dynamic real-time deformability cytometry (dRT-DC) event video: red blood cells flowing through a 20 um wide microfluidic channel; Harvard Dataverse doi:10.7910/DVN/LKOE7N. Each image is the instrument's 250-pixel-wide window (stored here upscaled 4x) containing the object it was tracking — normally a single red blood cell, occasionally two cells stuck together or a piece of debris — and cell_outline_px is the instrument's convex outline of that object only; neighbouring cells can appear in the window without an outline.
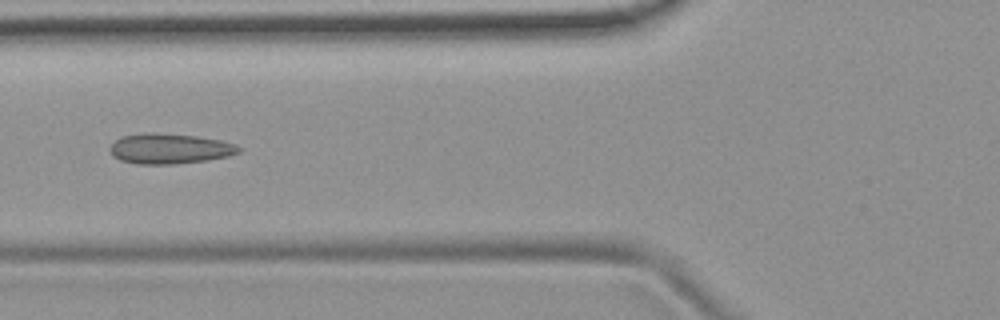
{"species": "common noctule bat (a hibernating species)", "species_latin": "Nyctalus noctula", "temperature_condition": "room temperature", "stored_images_in_passage": 7, "camera_frame_rate_fps": 3000, "um_per_image_px": 0.085, "animal": {"sex": "female", "body_mass_g": 19.9}, "frame": {"image": 1, "passage_image": 4, "time_ms": 1.0, "image_size_px": [1000, 320], "cell_outline_px": [[244, 148], [240, 152], [228, 156], [208, 160], [176, 164], [136, 164], [120, 160], [112, 156], [108, 148], [120, 136], [148, 132], [196, 136], [220, 140], [236, 144]], "centroid_in_image_um": [14.42, 12.64], "position_along_channel_um": 111.4, "area_um2": 22.95}}
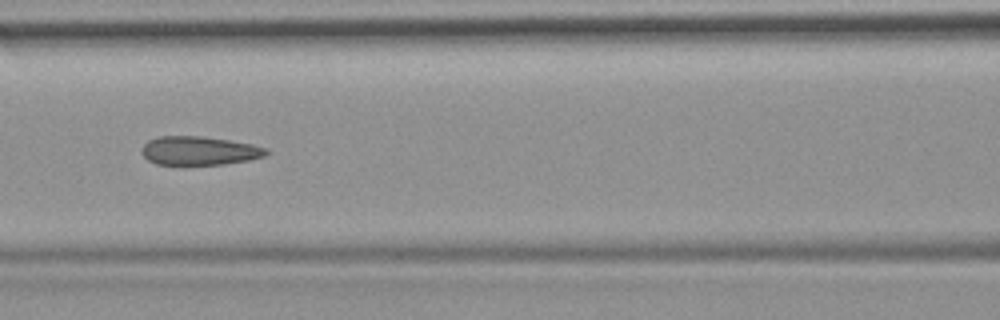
{"frame": {"image": 2, "passage_image": 5, "time_ms": 1.333, "image_size_px": [1000, 320], "cell_outline_px": [[268, 152], [264, 156], [248, 160], [224, 164], [156, 164], [148, 160], [140, 152], [140, 148], [148, 140], [156, 136], [200, 136], [228, 140], [252, 144], [268, 148]], "centroid_in_image_um": [16.9, 12.8], "position_along_channel_um": 149.7, "area_um2": 20.81}}
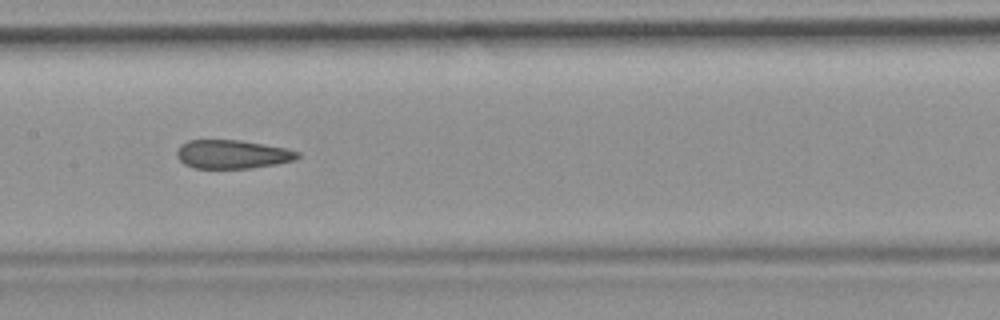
{"frame": {"image": 3, "passage_image": 6, "time_ms": 1.667, "image_size_px": [1000, 320], "cell_outline_px": [[300, 156], [296, 160], [276, 164], [252, 168], [196, 168], [184, 164], [176, 156], [176, 152], [180, 144], [188, 140], [240, 140], [288, 148], [300, 152]], "centroid_in_image_um": [19.77, 13.11], "position_along_channel_um": 187.6, "area_um2": 20.35}}